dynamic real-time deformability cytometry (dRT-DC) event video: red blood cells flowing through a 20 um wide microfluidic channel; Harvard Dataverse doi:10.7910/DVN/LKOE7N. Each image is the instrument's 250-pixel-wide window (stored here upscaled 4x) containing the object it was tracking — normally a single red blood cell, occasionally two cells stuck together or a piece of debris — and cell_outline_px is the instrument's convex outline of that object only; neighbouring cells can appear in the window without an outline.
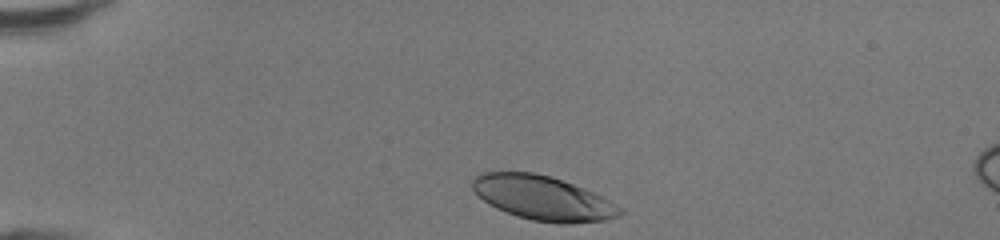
{"species": "human", "species_latin": "Homo sapiens", "temperature_condition": "room temperature", "stored_images_in_passage": 30, "camera_frame_rate_fps": 3000, "um_per_image_px": 0.085, "donor": {"sex": "female"}, "frame": {"image": 1, "passage_image": 1, "time_ms": 0.0, "image_size_px": [1000, 240], "cell_outline_px": [[624, 212], [608, 220], [572, 224], [560, 224], [532, 220], [516, 216], [496, 208], [488, 204], [472, 188], [472, 180], [480, 172], [532, 172], [548, 176], [584, 188], [624, 208]], "centroid_in_image_um": [46.15, 16.85], "position_along_channel_um": 38.8, "area_um2": 37.97}}
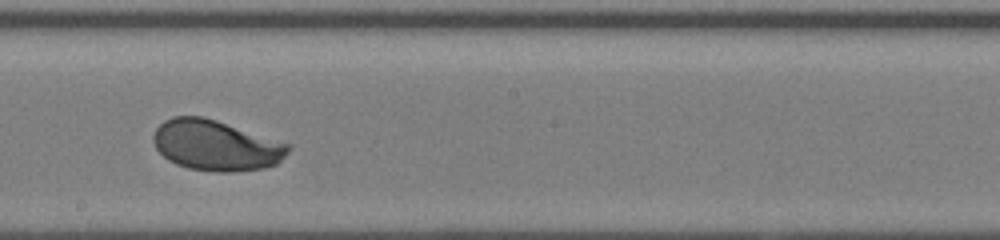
{"frame": {"image": 2, "passage_image": 18, "time_ms": 5.667, "image_size_px": [1000, 240], "cell_outline_px": [[292, 148], [276, 164], [264, 168], [232, 172], [216, 172], [188, 168], [176, 164], [168, 160], [156, 148], [152, 140], [152, 136], [156, 128], [164, 120], [172, 116], [204, 116], [292, 144]], "centroid_in_image_um": [18.36, 12.35], "position_along_channel_um": 229.8, "area_um2": 40.0}}
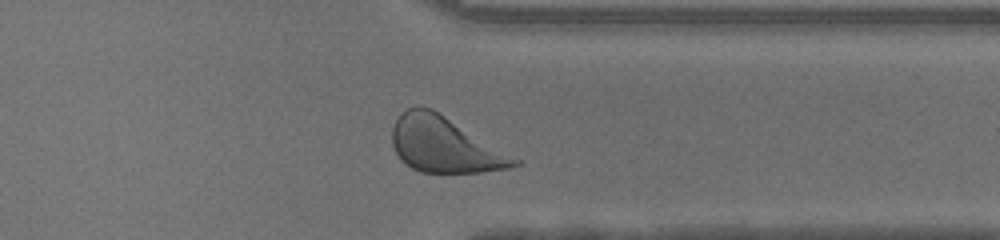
{"frame": {"image": 3, "passage_image": 28, "time_ms": 9.0, "image_size_px": [1000, 240], "cell_outline_px": [[520, 164], [512, 168], [484, 172], [420, 172], [404, 164], [400, 160], [392, 144], [392, 128], [396, 120], [408, 108], [432, 108], [520, 160]], "centroid_in_image_um": [37.78, 12.33], "position_along_channel_um": 373.6, "area_um2": 39.02}, "authors_computed_cell_mechanics": {"area_um2": 39.2173, "velocity_mm_per_s": 4.307, "shape_relaxation_time_tau1_ms": 2.1708, "shape_relaxation_time_tau2_ms": null, "deformation_change_tau1": 0.1489, "deformation_change_tau2": null}}